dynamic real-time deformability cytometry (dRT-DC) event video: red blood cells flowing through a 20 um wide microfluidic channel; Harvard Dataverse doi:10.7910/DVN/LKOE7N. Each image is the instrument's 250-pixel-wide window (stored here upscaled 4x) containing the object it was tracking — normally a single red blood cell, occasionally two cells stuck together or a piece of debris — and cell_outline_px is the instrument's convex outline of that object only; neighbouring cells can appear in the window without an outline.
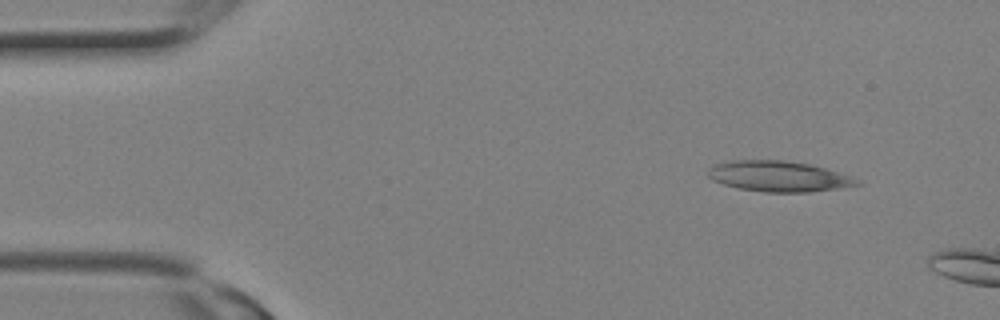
{"species": "Egyptian fruit bat (a non-hibernating species)", "species_latin": "Rousettus aegyptiacus", "temperature_condition": "room temperature", "stored_images_in_passage": 2, "camera_frame_rate_fps": 3000, "um_per_image_px": 0.085, "animal": {"sex": "female"}, "frame": {"image": 1, "passage_image": 1, "time_ms": 0.0, "image_size_px": [1000, 320], "cell_outline_px": [[864, 184], [808, 192], [764, 192], [736, 188], [712, 180], [708, 176], [708, 172], [716, 164], [728, 160], [784, 160], [808, 164], [824, 168], [860, 180]], "centroid_in_image_um": [66.16, 14.99], "position_along_channel_um": 18.8, "area_um2": 26.3}}